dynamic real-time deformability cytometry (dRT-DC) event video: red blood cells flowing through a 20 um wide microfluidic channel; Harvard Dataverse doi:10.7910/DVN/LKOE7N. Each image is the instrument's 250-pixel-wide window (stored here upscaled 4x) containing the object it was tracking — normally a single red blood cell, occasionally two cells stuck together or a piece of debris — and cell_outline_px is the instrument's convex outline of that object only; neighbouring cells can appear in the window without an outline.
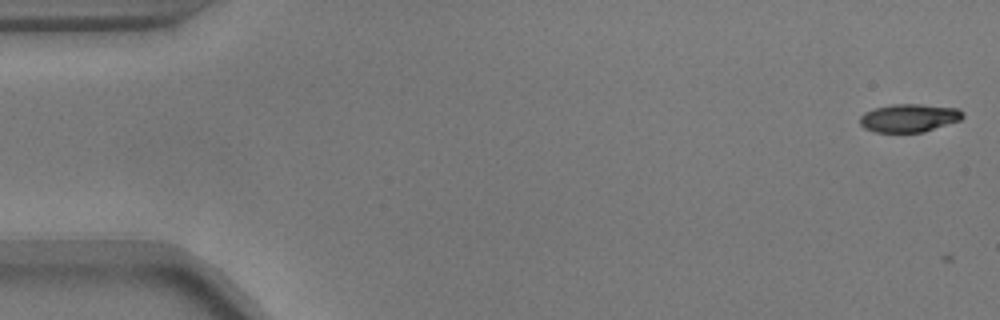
{"species": "common noctule bat (a hibernating species)", "species_latin": "Nyctalus noctula", "temperature_condition": "warm", "stored_images_in_passage": 10, "camera_frame_rate_fps": 3000, "um_per_image_px": 0.085, "animal": {"sex": "male", "body_mass_g": 17.9}, "frame": {"image": 1, "passage_image": 2, "time_ms": 0.333, "image_size_px": [1000, 320], "cell_outline_px": [[964, 116], [960, 120], [924, 132], [876, 132], [864, 128], [860, 124], [860, 116], [864, 112], [876, 108], [892, 104], [920, 104], [960, 108], [964, 112]], "centroid_in_image_um": [77.29, 10.02], "position_along_channel_um": 7.7, "area_um2": 16.94}}